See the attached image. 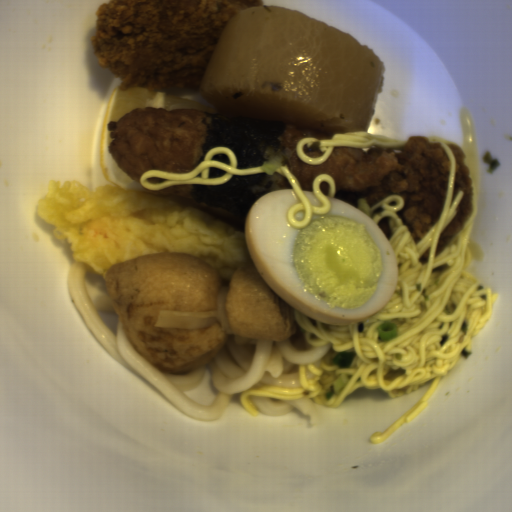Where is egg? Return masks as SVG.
Instances as JSON below:
<instances>
[{"instance_id":"d2b9013d","label":"egg","mask_w":512,"mask_h":512,"mask_svg":"<svg viewBox=\"0 0 512 512\" xmlns=\"http://www.w3.org/2000/svg\"><path fill=\"white\" fill-rule=\"evenodd\" d=\"M331 212L295 230L287 213L301 203L292 188L268 191L248 209L244 238L259 275L294 309L326 325L366 320L399 284L395 251L371 217L326 196Z\"/></svg>"},{"instance_id":"2799bb9f","label":"egg","mask_w":512,"mask_h":512,"mask_svg":"<svg viewBox=\"0 0 512 512\" xmlns=\"http://www.w3.org/2000/svg\"><path fill=\"white\" fill-rule=\"evenodd\" d=\"M303 192L305 193V195L307 196V198L309 199L313 206L320 205V201L313 195L311 190H303Z\"/></svg>"},{"instance_id":"db1cbce2","label":"egg","mask_w":512,"mask_h":512,"mask_svg":"<svg viewBox=\"0 0 512 512\" xmlns=\"http://www.w3.org/2000/svg\"><path fill=\"white\" fill-rule=\"evenodd\" d=\"M297 220L301 221L303 220V212L302 211H298V213H296V217H295Z\"/></svg>"}]
</instances>
